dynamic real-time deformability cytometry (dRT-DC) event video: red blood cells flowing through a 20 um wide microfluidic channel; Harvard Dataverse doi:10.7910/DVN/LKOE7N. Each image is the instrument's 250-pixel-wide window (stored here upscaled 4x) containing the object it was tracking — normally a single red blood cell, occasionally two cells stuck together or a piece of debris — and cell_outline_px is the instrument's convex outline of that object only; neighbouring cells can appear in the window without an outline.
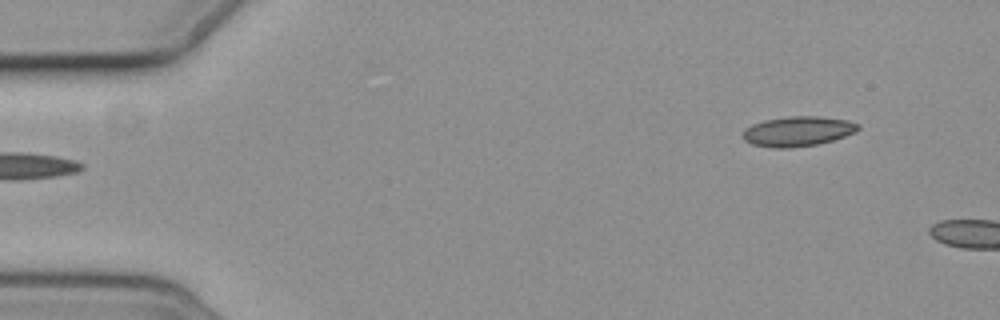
{"species": "common noctule bat (a hibernating species)", "species_latin": "Nyctalus noctula", "temperature_condition": "cold", "stored_images_in_passage": 2, "camera_frame_rate_fps": 3000, "um_per_image_px": 0.085, "animal": {"sex": "female", "body_mass_g": 19.3, "forearm_length_mm": 54.1}, "frame": {"image": 1, "passage_image": 2, "time_ms": 1.333, "image_size_px": [1000, 320], "cell_outline_px": [[860, 128], [856, 132], [832, 140], [816, 144], [792, 148], [776, 148], [752, 144], [744, 140], [744, 128], [752, 124], [764, 120], [788, 116], [820, 116], [848, 120], [860, 124]], "centroid_in_image_um": [67.83, 11.15], "position_along_channel_um": 17.2, "area_um2": 20.11}}